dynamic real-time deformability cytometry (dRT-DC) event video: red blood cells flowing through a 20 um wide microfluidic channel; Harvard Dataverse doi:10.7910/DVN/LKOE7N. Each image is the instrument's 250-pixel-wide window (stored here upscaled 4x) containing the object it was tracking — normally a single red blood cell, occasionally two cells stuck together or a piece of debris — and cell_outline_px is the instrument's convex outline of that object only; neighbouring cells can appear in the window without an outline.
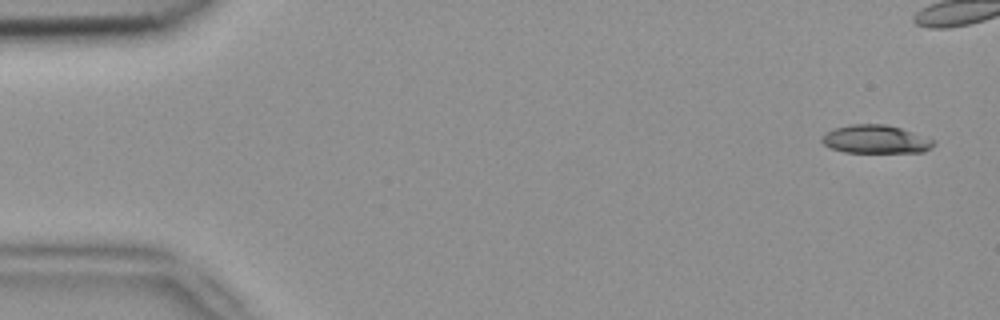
{"species": "common noctule bat (a hibernating species)", "species_latin": "Nyctalus noctula", "temperature_condition": "room temperature", "stored_images_in_passage": 6, "camera_frame_rate_fps": 3000, "um_per_image_px": 0.085, "animal": {"sex": "female", "body_mass_g": 18.4}, "frame": {"image": 1, "passage_image": 1, "time_ms": 0.0, "image_size_px": [1000, 320], "cell_outline_px": [[936, 144], [932, 148], [924, 152], [844, 152], [832, 148], [824, 144], [820, 140], [820, 136], [824, 132], [832, 128], [852, 124], [884, 124], [900, 128], [936, 140]], "centroid_in_image_um": [74.42, 11.83], "position_along_channel_um": 10.6, "area_um2": 18.61}}